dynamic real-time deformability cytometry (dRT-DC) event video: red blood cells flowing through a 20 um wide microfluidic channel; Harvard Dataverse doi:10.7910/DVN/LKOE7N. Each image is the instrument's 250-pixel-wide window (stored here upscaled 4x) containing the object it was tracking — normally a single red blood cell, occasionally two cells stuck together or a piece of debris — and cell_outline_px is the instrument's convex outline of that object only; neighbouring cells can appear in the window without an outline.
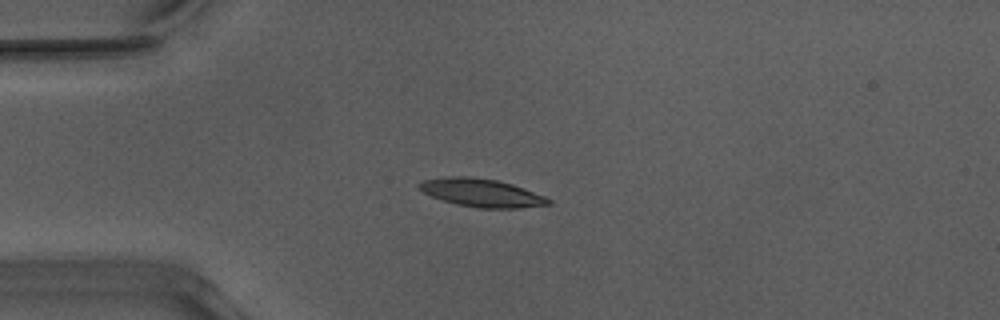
{"species": "Egyptian fruit bat (a non-hibernating species)", "species_latin": "Rousettus aegyptiacus", "temperature_condition": "warm", "stored_images_in_passage": 40, "camera_frame_rate_fps": 3000, "um_per_image_px": 0.085, "animal": {"sex": "male"}, "frame": {"image": 1, "passage_image": 1, "time_ms": 0.0, "image_size_px": [1000, 320], "cell_outline_px": [[552, 204], [520, 208], [480, 208], [456, 204], [432, 196], [424, 192], [416, 184], [424, 180], [448, 176], [472, 176], [496, 180], [512, 184], [524, 188], [544, 196], [552, 200]], "centroid_in_image_um": [40.95, 16.38], "position_along_channel_um": 44.0, "area_um2": 21.1}}
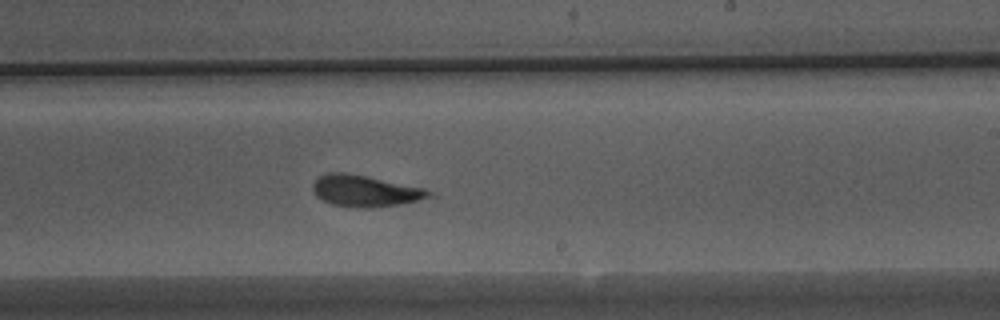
{"frame": {"image": 2, "passage_image": 19, "time_ms": 6.0, "image_size_px": [1000, 320], "cell_outline_px": [[440, 196], [400, 204], [368, 208], [356, 208], [332, 204], [316, 196], [312, 188], [312, 184], [320, 176], [328, 172], [344, 172], [424, 188]], "centroid_in_image_um": [31.08, 16.24], "position_along_channel_um": 257.9, "area_um2": 21.27}}
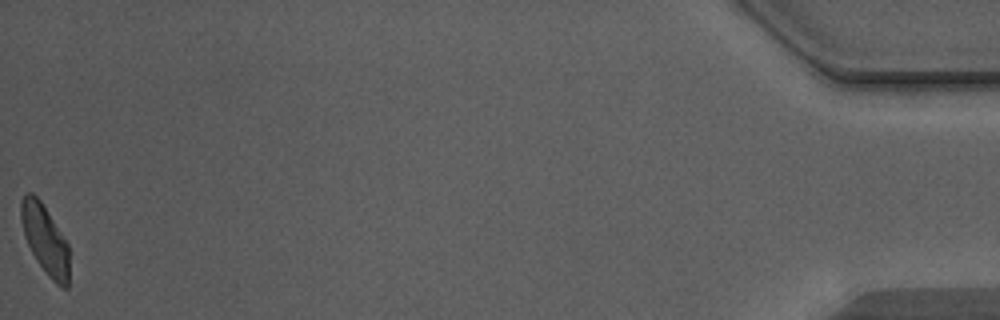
{"frame": {"image": 3, "passage_image": 40, "time_ms": 13.0, "image_size_px": [1000, 320], "cell_outline_px": [[68, 288], [60, 288], [48, 276], [36, 260], [28, 244], [20, 220], [20, 200], [24, 192], [32, 192], [40, 200], [48, 212], [68, 244]], "centroid_in_image_um": [3.81, 20.34], "position_along_channel_um": 431.4, "area_um2": 19.36}, "authors_computed_cell_mechanics": {"area_um2": 20.7791, "velocity_mm_per_s": 3.9357, "shape_relaxation_time_tau1_ms": null, "shape_relaxation_time_tau2_ms": 1.5219, "deformation_change_tau1": null, "deformation_change_tau2": 0.0933}}